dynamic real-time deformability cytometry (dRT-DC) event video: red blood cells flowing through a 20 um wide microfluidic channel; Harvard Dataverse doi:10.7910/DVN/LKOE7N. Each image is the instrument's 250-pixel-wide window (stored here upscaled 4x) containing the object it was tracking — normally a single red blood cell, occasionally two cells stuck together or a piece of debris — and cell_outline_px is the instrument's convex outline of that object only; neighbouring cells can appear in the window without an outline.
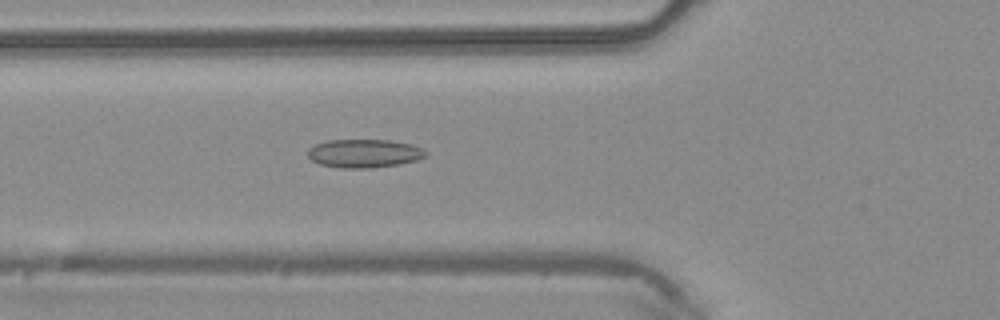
{"species": "common noctule bat (a hibernating species)", "species_latin": "Nyctalus noctula", "temperature_condition": "warm", "stored_images_in_passage": 47, "camera_frame_rate_fps": 3000, "um_per_image_px": 0.085, "animal": {"sex": "male", "body_mass_g": 20.4}, "frame": {"image": 1, "passage_image": 17, "time_ms": 5.333, "image_size_px": [1000, 320], "cell_outline_px": [[428, 156], [416, 160], [400, 164], [372, 168], [340, 168], [320, 164], [312, 160], [308, 156], [308, 148], [316, 144], [328, 140], [388, 140], [412, 144], [424, 148], [428, 152]], "centroid_in_image_um": [31.0, 13.04], "position_along_channel_um": 94.8, "area_um2": 19.71}}
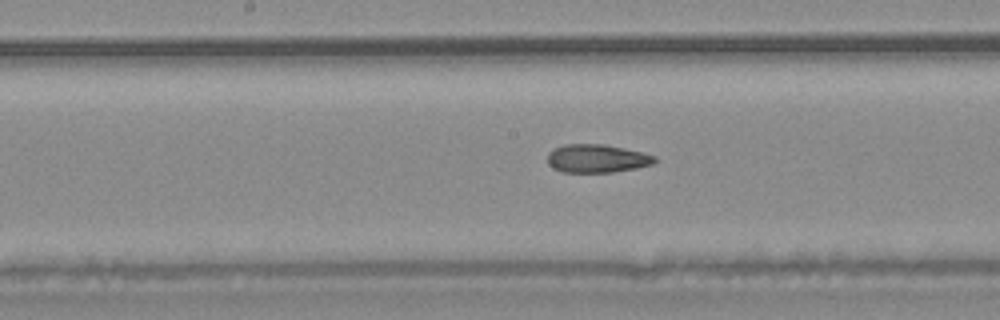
{"frame": {"image": 2, "passage_image": 24, "time_ms": 7.667, "image_size_px": [1000, 320], "cell_outline_px": [[656, 160], [652, 164], [636, 168], [612, 172], [564, 172], [552, 168], [548, 164], [548, 152], [552, 148], [564, 144], [604, 144], [624, 148], [656, 156]], "centroid_in_image_um": [50.69, 13.46], "position_along_channel_um": 197.5, "area_um2": 17.69}}
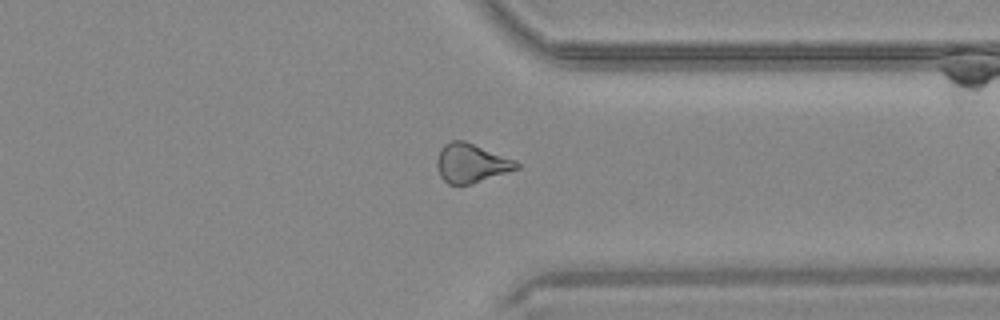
{"frame": {"image": 3, "passage_image": 36, "time_ms": 11.667, "image_size_px": [1000, 320], "cell_outline_px": [[520, 168], [472, 184], [448, 184], [440, 176], [436, 164], [436, 160], [440, 148], [444, 144], [452, 140], [464, 140], [516, 160], [520, 164]], "centroid_in_image_um": [40.05, 13.86], "position_along_channel_um": 371.4, "area_um2": 18.21}}